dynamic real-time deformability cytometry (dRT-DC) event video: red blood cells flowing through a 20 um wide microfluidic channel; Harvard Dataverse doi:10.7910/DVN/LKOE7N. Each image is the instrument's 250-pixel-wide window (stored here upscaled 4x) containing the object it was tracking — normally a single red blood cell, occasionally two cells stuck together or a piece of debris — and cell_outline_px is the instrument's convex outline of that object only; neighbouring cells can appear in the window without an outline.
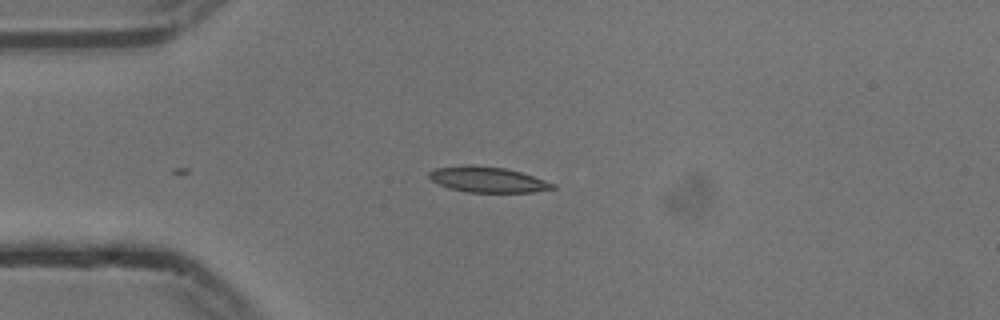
{"species": "common noctule bat (a hibernating species)", "species_latin": "Nyctalus noctula", "temperature_condition": "cold", "stored_images_in_passage": 13, "camera_frame_rate_fps": 3000, "um_per_image_px": 0.085, "animal": {"sex": "male", "body_mass_g": 13.3}, "frame": {"image": 1, "passage_image": 1, "time_ms": 0.0, "image_size_px": [1000, 320], "cell_outline_px": [[556, 188], [536, 192], [468, 192], [448, 188], [432, 180], [428, 176], [428, 172], [436, 168], [464, 164], [472, 164], [504, 168], [520, 172], [556, 184]], "centroid_in_image_um": [41.44, 15.26], "position_along_channel_um": 43.6, "area_um2": 18.44}}
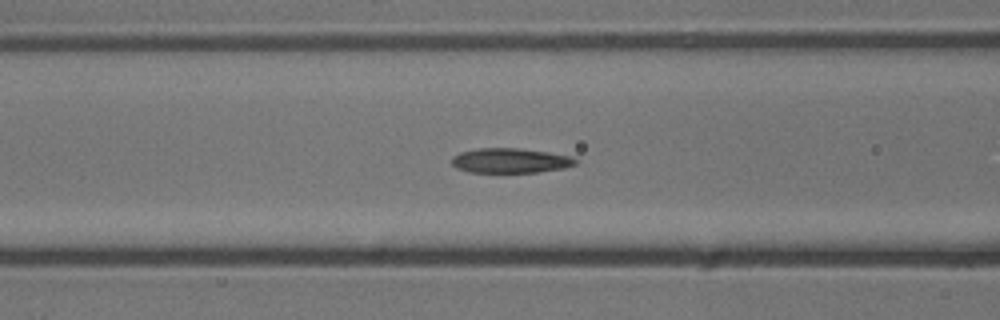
{"frame": {"image": 2, "passage_image": 9, "time_ms": 2.667, "image_size_px": [1000, 320], "cell_outline_px": [[576, 164], [564, 168], [536, 172], [468, 172], [456, 168], [452, 164], [452, 156], [460, 152], [476, 148], [520, 148], [548, 152], [572, 156], [576, 160]], "centroid_in_image_um": [43.35, 13.64], "position_along_channel_um": 123.2, "area_um2": 17.92}}
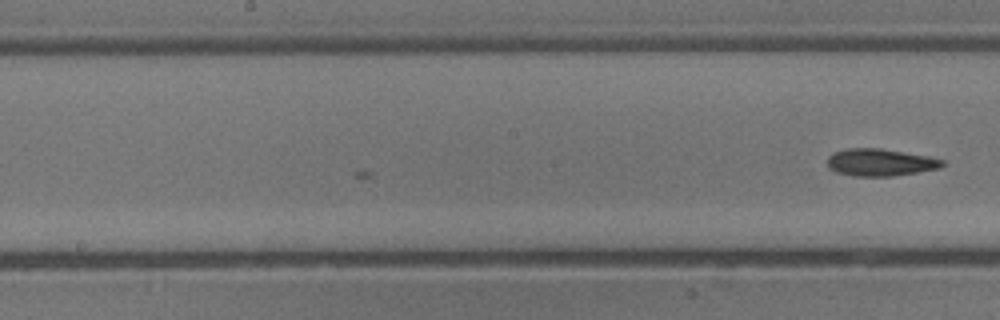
{"frame": {"image": 3, "passage_image": 13, "time_ms": 4.0, "image_size_px": [1000, 320], "cell_outline_px": [[944, 164], [940, 168], [892, 176], [852, 176], [836, 172], [828, 168], [828, 156], [832, 152], [848, 148], [880, 148], [928, 156], [944, 160]], "centroid_in_image_um": [74.78, 13.8], "position_along_channel_um": 173.4, "area_um2": 18.26}}